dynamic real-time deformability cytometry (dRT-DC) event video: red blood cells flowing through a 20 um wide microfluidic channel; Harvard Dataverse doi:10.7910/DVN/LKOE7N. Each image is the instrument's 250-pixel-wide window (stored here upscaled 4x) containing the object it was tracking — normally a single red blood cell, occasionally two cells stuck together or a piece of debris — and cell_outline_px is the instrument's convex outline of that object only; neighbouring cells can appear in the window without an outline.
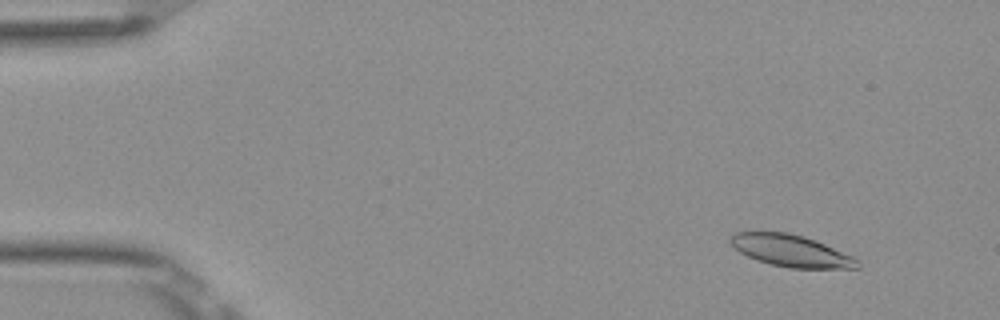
{"species": "Egyptian fruit bat (a non-hibernating species)", "species_latin": "Rousettus aegyptiacus", "temperature_condition": "room temperature", "stored_images_in_passage": 53, "camera_frame_rate_fps": 3000, "um_per_image_px": 0.085, "frame": {"image": 1, "passage_image": 6, "time_ms": 1.667, "image_size_px": [1000, 320], "cell_outline_px": [[860, 268], [792, 268], [772, 264], [756, 260], [740, 252], [728, 240], [736, 232], [788, 232], [804, 236], [824, 244], [852, 256], [860, 260]], "centroid_in_image_um": [67.26, 21.32], "position_along_channel_um": 17.7, "area_um2": 23.29}}
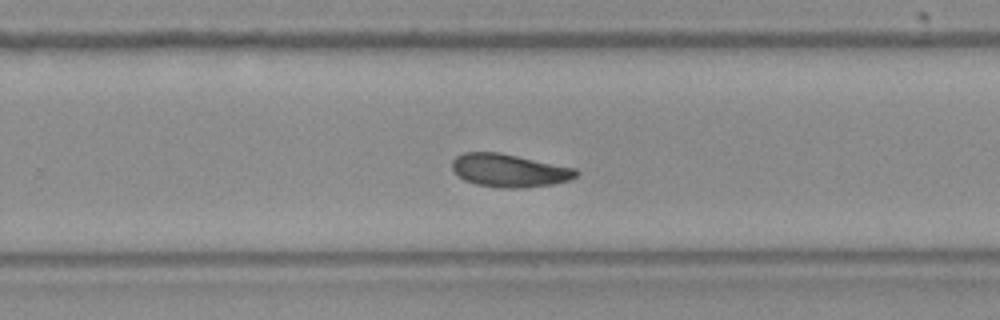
{"frame": {"image": 2, "passage_image": 35, "time_ms": 11.333, "image_size_px": [1000, 320], "cell_outline_px": [[580, 172], [576, 176], [568, 180], [552, 184], [524, 188], [500, 188], [476, 184], [464, 180], [452, 168], [452, 160], [456, 156], [464, 152], [500, 152], [576, 168]], "centroid_in_image_um": [43.29, 14.48], "position_along_channel_um": 286.5, "area_um2": 23.93}}
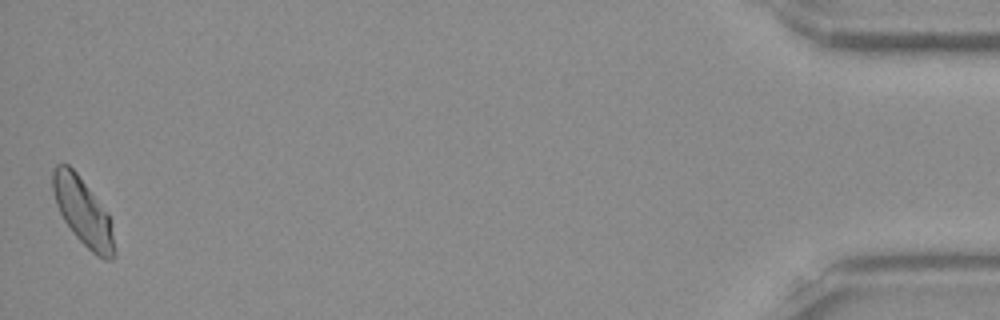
{"frame": {"image": 3, "passage_image": 53, "time_ms": 17.333, "image_size_px": [1000, 320], "cell_outline_px": [[116, 256], [112, 260], [104, 260], [96, 256], [76, 236], [64, 220], [56, 204], [52, 188], [52, 168], [56, 164], [68, 164], [76, 172], [108, 212], [116, 252]], "centroid_in_image_um": [7.06, 18.01], "position_along_channel_um": 428.1, "area_um2": 24.1}, "authors_computed_cell_mechanics": {"area_um2": 23.7558, "velocity_mm_per_s": 3.8699, "shape_relaxation_time_tau1_ms": null, "shape_relaxation_time_tau2_ms": 8.1116, "deformation_change_tau1": null, "deformation_change_tau2": 0.1537}}